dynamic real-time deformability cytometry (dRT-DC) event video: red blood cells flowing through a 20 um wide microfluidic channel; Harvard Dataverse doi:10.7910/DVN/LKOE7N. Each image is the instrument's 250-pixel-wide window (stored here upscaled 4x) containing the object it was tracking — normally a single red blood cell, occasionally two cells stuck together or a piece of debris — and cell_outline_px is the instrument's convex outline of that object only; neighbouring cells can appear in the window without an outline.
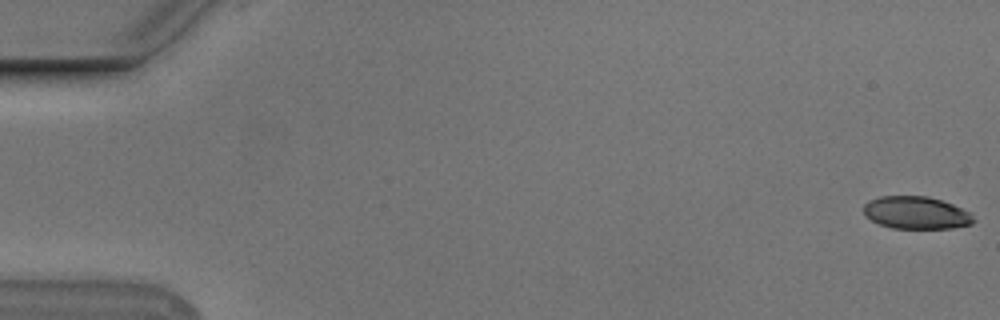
{"species": "Egyptian fruit bat (a non-hibernating species)", "species_latin": "Rousettus aegyptiacus", "temperature_condition": "cold", "stored_images_in_passage": 55, "camera_frame_rate_fps": 3000, "um_per_image_px": 0.085, "animal": {"sex": "male"}, "frame": {"image": 1, "passage_image": 1, "time_ms": 0.0, "image_size_px": [1000, 320], "cell_outline_px": [[976, 220], [972, 224], [952, 228], [892, 228], [880, 224], [864, 216], [864, 204], [868, 200], [880, 196], [928, 196], [952, 204], [972, 212]], "centroid_in_image_um": [77.89, 18.08], "position_along_channel_um": 7.1, "area_um2": 20.98}}
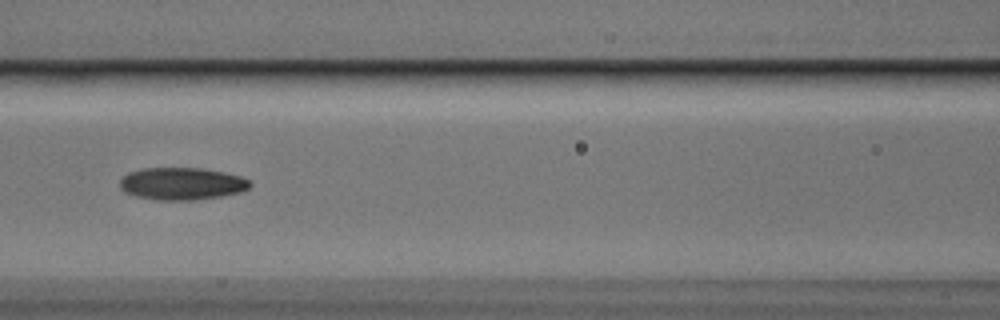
{"frame": {"image": 2, "passage_image": 25, "time_ms": 8.0, "image_size_px": [1000, 320], "cell_outline_px": [[252, 184], [248, 188], [240, 192], [220, 196], [196, 200], [160, 200], [136, 196], [124, 192], [120, 188], [120, 180], [128, 172], [144, 168], [200, 168], [224, 172], [240, 176], [248, 180]], "centroid_in_image_um": [15.44, 15.61], "position_along_channel_um": 151.2, "area_um2": 24.45}}
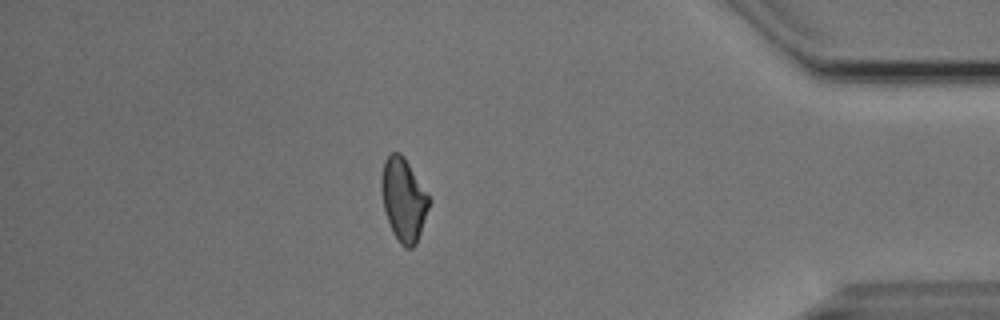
{"frame": {"image": 3, "passage_image": 48, "time_ms": 15.667, "image_size_px": [1000, 320], "cell_outline_px": [[432, 200], [416, 244], [412, 248], [404, 248], [400, 244], [392, 232], [384, 208], [380, 188], [380, 184], [384, 160], [392, 152], [400, 152], [404, 156]], "centroid_in_image_um": [34.31, 16.96], "position_along_channel_um": 400.9, "area_um2": 23.18}, "authors_computed_cell_mechanics": {"area_um2": 23.1778, "velocity_mm_per_s": 3.7563, "shape_relaxation_time_tau1_ms": 7.12, "shape_relaxation_time_tau2_ms": 5.7399, "deformation_change_tau1": 0.1632, "deformation_change_tau2": 0.1303}}